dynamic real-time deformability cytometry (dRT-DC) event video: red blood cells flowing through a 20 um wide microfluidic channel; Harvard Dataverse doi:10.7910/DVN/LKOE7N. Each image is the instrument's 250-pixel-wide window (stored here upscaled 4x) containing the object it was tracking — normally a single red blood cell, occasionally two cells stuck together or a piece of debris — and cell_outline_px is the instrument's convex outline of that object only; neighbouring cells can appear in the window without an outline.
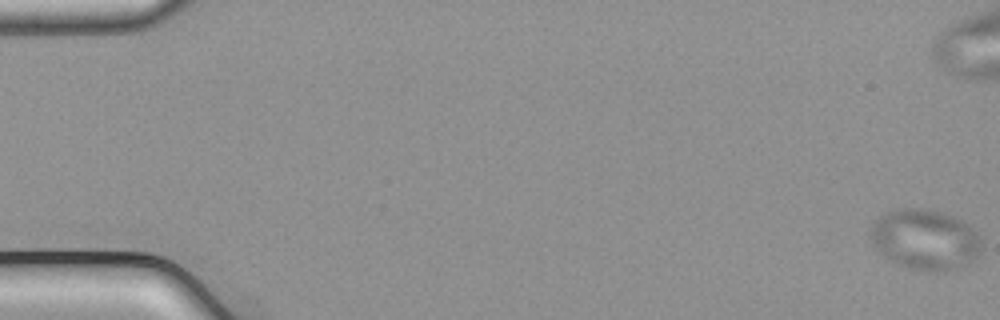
{"species": "common noctule bat (a hibernating species)", "species_latin": "Nyctalus noctula", "temperature_condition": "cold", "stored_images_in_passage": 57, "camera_frame_rate_fps": 3000, "um_per_image_px": 0.085, "animal": {"sex": "male", "body_mass_g": 21.5, "forearm_length_mm": 52.0}, "frame": {"image": 1, "passage_image": 1, "time_ms": 0.0, "image_size_px": [1000, 320], "cell_outline_px": [[980, 248], [976, 256], [968, 264], [956, 268], [936, 272], [932, 272], [908, 268], [896, 264], [884, 256], [872, 244], [872, 224], [880, 216], [896, 208], [932, 208], [956, 216], [968, 224], [980, 236]], "centroid_in_image_um": [78.64, 20.34], "position_along_channel_um": 6.4, "area_um2": 39.25}}